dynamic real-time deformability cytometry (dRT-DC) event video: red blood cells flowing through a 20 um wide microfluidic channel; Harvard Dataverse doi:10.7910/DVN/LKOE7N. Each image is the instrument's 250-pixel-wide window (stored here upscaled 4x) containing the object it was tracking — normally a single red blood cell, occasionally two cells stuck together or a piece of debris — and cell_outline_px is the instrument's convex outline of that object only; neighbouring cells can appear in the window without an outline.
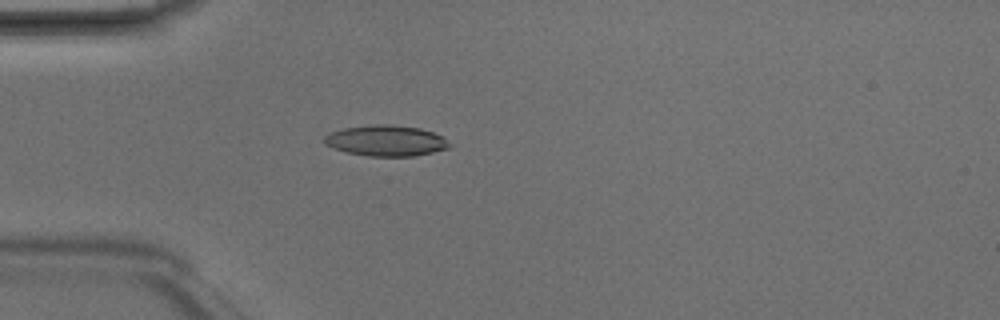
{"species": "Egyptian fruit bat (a non-hibernating species)", "species_latin": "Rousettus aegyptiacus", "temperature_condition": "room temperature", "stored_images_in_passage": 1, "camera_frame_rate_fps": 3000, "um_per_image_px": 0.085, "animal": {"sex": "male"}, "frame": {"image": 1, "passage_image": 1, "time_ms": 0.0, "image_size_px": [1000, 320], "cell_outline_px": [[452, 144], [448, 148], [432, 152], [412, 156], [368, 156], [348, 152], [332, 148], [324, 144], [324, 136], [328, 132], [344, 128], [376, 124], [388, 124], [420, 128], [432, 132], [440, 136]], "centroid_in_image_um": [32.77, 11.95], "position_along_channel_um": 52.2, "area_um2": 22.37}}